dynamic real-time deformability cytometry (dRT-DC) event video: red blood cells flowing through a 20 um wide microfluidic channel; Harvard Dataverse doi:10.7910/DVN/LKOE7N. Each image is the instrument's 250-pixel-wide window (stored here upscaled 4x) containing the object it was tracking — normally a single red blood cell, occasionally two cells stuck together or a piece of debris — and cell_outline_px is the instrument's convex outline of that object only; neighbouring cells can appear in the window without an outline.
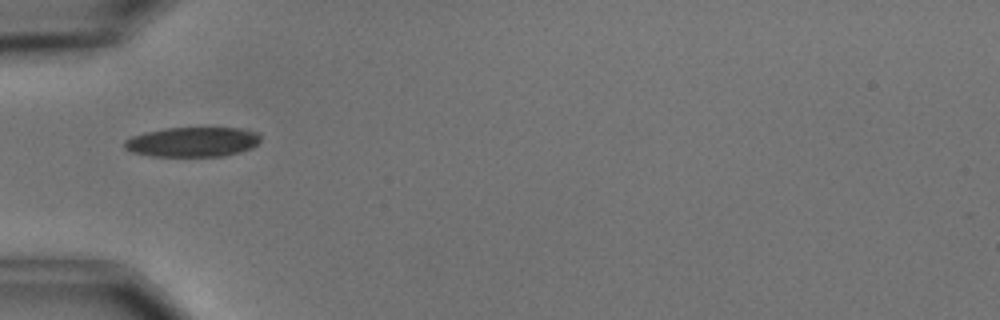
{"species": "common noctule bat (a hibernating species)", "species_latin": "Nyctalus noctula", "temperature_condition": "cold", "stored_images_in_passage": 8, "camera_frame_rate_fps": 3000, "um_per_image_px": 0.085, "animal": {"sex": "male", "body_mass_g": 15.6}, "frame": {"image": 1, "passage_image": 5, "time_ms": 5.667, "image_size_px": [1000, 320], "cell_outline_px": [[260, 140], [252, 148], [224, 156], [152, 156], [132, 152], [124, 148], [124, 140], [132, 136], [144, 132], [164, 128], [240, 128], [260, 132]], "centroid_in_image_um": [16.36, 12.06], "position_along_channel_um": 68.6, "area_um2": 23.7}}
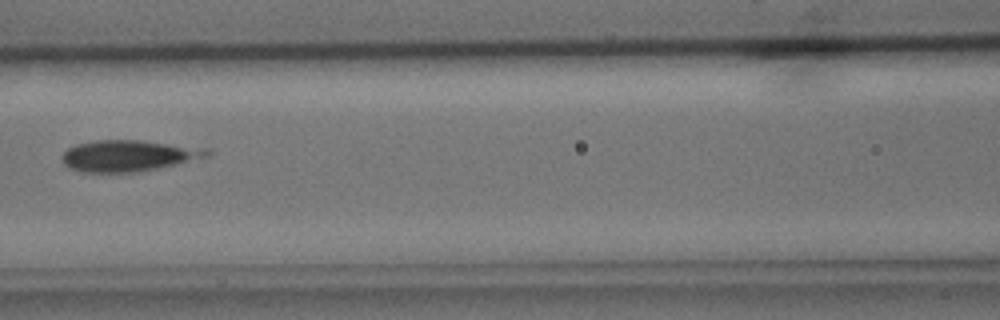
{"frame": {"image": 2, "passage_image": 7, "time_ms": 8.0, "image_size_px": [1000, 320], "cell_outline_px": [[212, 152], [208, 156], [160, 168], [136, 172], [84, 172], [68, 168], [64, 164], [60, 156], [68, 148], [76, 144], [96, 140], [140, 140], [208, 148]], "centroid_in_image_um": [10.9, 13.23], "position_along_channel_um": 155.7, "area_um2": 26.47}}
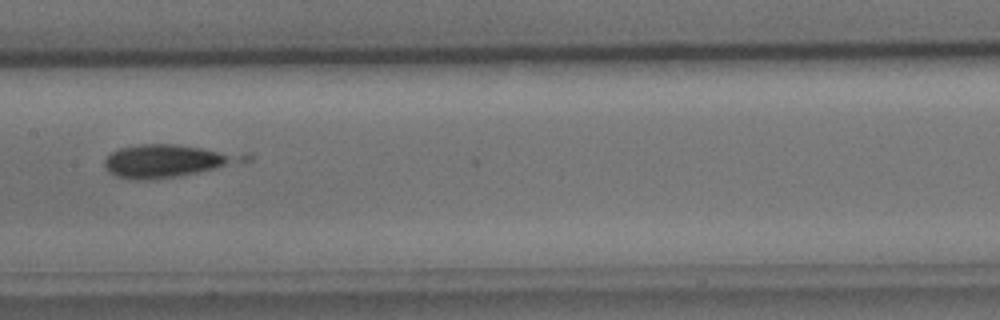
{"frame": {"image": 3, "passage_image": 8, "time_ms": 9.0, "image_size_px": [1000, 320], "cell_outline_px": [[256, 156], [252, 160], [180, 176], [148, 180], [132, 180], [116, 176], [108, 172], [104, 168], [104, 160], [112, 152], [120, 148], [140, 144], [172, 144]], "centroid_in_image_um": [14.19, 13.69], "position_along_channel_um": 193.2, "area_um2": 26.36}}